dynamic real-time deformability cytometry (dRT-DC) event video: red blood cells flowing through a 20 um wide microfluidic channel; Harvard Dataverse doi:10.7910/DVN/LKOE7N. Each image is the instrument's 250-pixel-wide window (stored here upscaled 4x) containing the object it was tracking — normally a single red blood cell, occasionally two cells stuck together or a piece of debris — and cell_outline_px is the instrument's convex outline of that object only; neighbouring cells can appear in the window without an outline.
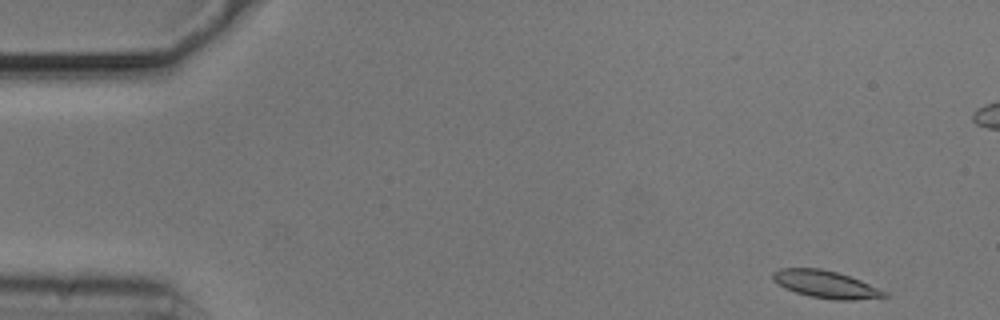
{"species": "common noctule bat (a hibernating species)", "species_latin": "Nyctalus noctula", "temperature_condition": "cold", "stored_images_in_passage": 20, "camera_frame_rate_fps": 3000, "um_per_image_px": 0.085, "animal": {"sex": "male", "body_mass_g": 20.5, "forearm_length_mm": 52.5}, "frame": {"image": 1, "passage_image": 1, "time_ms": 0.0, "image_size_px": [1000, 320], "cell_outline_px": [[888, 296], [852, 300], [836, 300], [812, 296], [796, 292], [784, 288], [772, 280], [772, 272], [780, 268], [820, 268], [836, 272], [860, 280], [888, 292]], "centroid_in_image_um": [70.16, 24.16], "position_along_channel_um": 14.8, "area_um2": 17.63}}
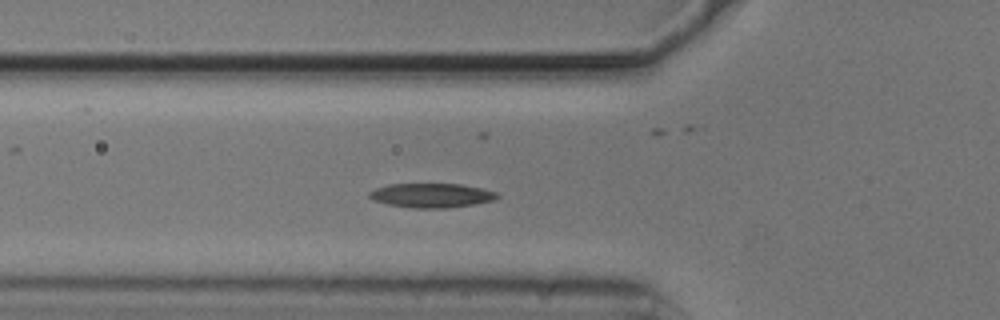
{"frame": {"image": 2, "passage_image": 16, "time_ms": 5.0, "image_size_px": [1000, 320], "cell_outline_px": [[500, 196], [496, 200], [448, 208], [416, 208], [388, 204], [372, 200], [368, 196], [368, 192], [376, 188], [388, 184], [460, 184], [480, 188], [496, 192]], "centroid_in_image_um": [36.66, 16.61], "position_along_channel_um": 89.1, "area_um2": 18.03}}